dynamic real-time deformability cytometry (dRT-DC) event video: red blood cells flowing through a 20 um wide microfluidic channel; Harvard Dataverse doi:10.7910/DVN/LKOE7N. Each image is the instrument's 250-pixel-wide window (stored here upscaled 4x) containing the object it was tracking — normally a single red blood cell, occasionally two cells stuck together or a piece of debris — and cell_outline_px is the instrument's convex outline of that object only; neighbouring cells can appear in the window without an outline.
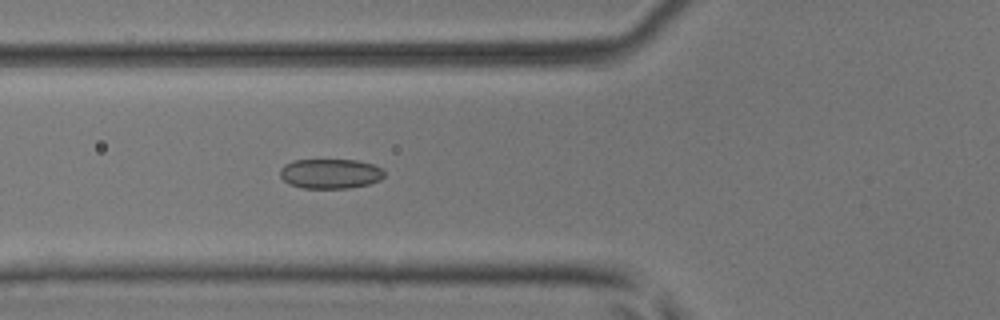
{"species": "common noctule bat (a hibernating species)", "species_latin": "Nyctalus noctula", "temperature_condition": "room temperature", "stored_images_in_passage": 35, "camera_frame_rate_fps": 3000, "um_per_image_px": 0.085, "animal": {"sex": "male", "body_mass_g": 17.9, "forearm_length_mm": 54.2}, "frame": {"image": 1, "passage_image": 4, "time_ms": 1.0, "image_size_px": [1000, 320], "cell_outline_px": [[384, 176], [380, 180], [368, 184], [348, 188], [304, 188], [288, 184], [280, 176], [280, 168], [284, 164], [292, 160], [356, 160], [372, 164], [380, 168], [384, 172]], "centroid_in_image_um": [28.04, 14.76], "position_along_channel_um": 97.8, "area_um2": 18.09}}
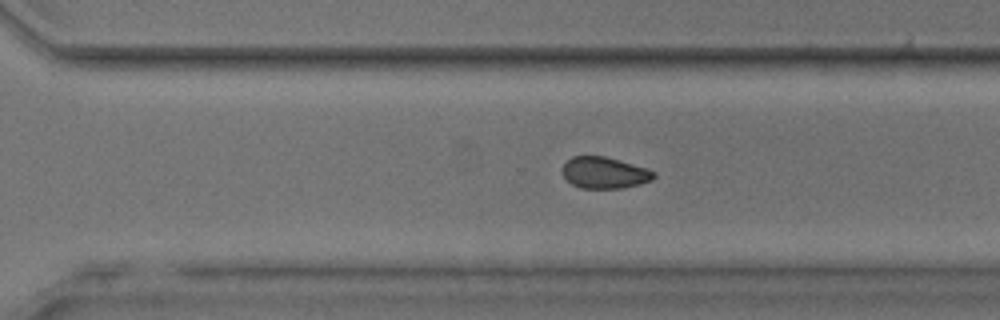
{"frame": {"image": 2, "passage_image": 20, "time_ms": 6.333, "image_size_px": [1000, 320], "cell_outline_px": [[656, 176], [652, 180], [640, 184], [624, 188], [580, 188], [572, 184], [564, 176], [560, 168], [572, 156], [604, 156], [620, 160], [656, 172]], "centroid_in_image_um": [51.37, 14.68], "position_along_channel_um": 319.2, "area_um2": 16.76}}
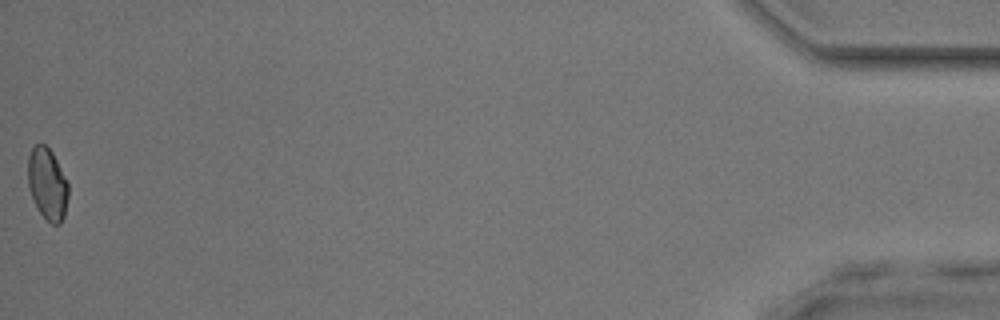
{"frame": {"image": 3, "passage_image": 35, "time_ms": 11.333, "image_size_px": [1000, 320], "cell_outline_px": [[68, 196], [64, 216], [60, 224], [52, 224], [36, 208], [28, 184], [28, 156], [32, 148], [36, 144], [44, 144], [52, 152], [68, 184]], "centroid_in_image_um": [4.02, 15.64], "position_along_channel_um": 431.2, "area_um2": 16.65}, "authors_computed_cell_mechanics": {"area_um2": 17.34, "velocity_mm_per_s": 4.1638, "shape_relaxation_time_tau1_ms": 3.1539, "shape_relaxation_time_tau2_ms": 2.9141, "deformation_change_tau1": 0.0705, "deformation_change_tau2": 0.055}}